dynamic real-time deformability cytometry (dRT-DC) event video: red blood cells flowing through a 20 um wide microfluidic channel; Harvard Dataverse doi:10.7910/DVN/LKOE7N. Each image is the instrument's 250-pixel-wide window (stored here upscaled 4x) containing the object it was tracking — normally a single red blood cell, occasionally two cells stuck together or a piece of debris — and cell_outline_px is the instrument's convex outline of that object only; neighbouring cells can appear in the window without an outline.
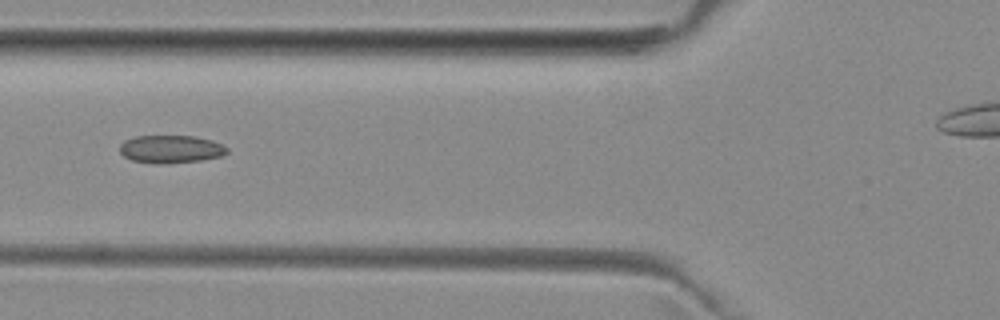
{"species": "common noctule bat (a hibernating species)", "species_latin": "Nyctalus noctula", "temperature_condition": "room temperature", "stored_images_in_passage": 4, "segment_of_instrument_passage": [1, 2], "camera_frame_rate_fps": 3000, "um_per_image_px": 0.085, "animal": {"sex": "female", "body_mass_g": 29.2, "forearm_length_mm": 56.3}, "frame": {"image": 1, "passage_image": 3, "time_ms": 2.333, "image_size_px": [1000, 320], "cell_outline_px": [[228, 152], [220, 156], [200, 160], [132, 160], [124, 156], [120, 152], [120, 144], [124, 140], [136, 136], [196, 136], [212, 140], [224, 144], [228, 148]], "centroid_in_image_um": [14.57, 12.6], "position_along_channel_um": 111.2, "area_um2": 16.42}}